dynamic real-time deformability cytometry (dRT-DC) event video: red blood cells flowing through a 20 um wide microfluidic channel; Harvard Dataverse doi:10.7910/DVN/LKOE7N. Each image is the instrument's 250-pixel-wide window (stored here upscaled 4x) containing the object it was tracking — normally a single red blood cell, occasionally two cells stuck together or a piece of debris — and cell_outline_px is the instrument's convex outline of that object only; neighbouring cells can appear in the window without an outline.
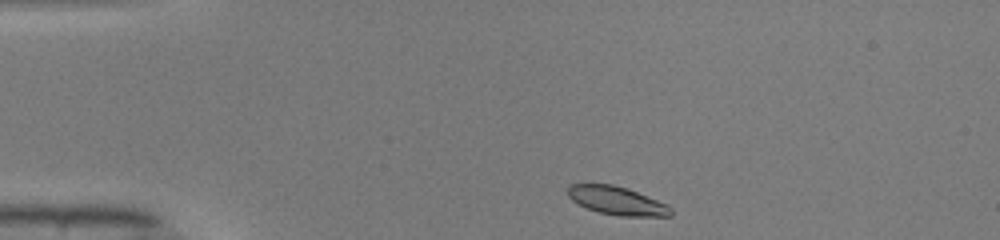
{"species": "common noctule bat (a hibernating species)", "species_latin": "Nyctalus noctula", "temperature_condition": "warm", "stored_images_in_passage": 41, "camera_frame_rate_fps": 3000, "um_per_image_px": 0.085, "animal": {"sex": "male", "body_mass_g": 19.0, "forearm_length_mm": 50.8}, "frame": {"image": 1, "passage_image": 1, "time_ms": 0.0, "image_size_px": [1000, 240], "cell_outline_px": [[672, 216], [620, 216], [600, 212], [588, 208], [572, 200], [568, 196], [568, 184], [612, 184], [628, 188], [668, 204], [672, 208]], "centroid_in_image_um": [52.48, 17.05], "position_along_channel_um": 32.5, "area_um2": 16.99}}
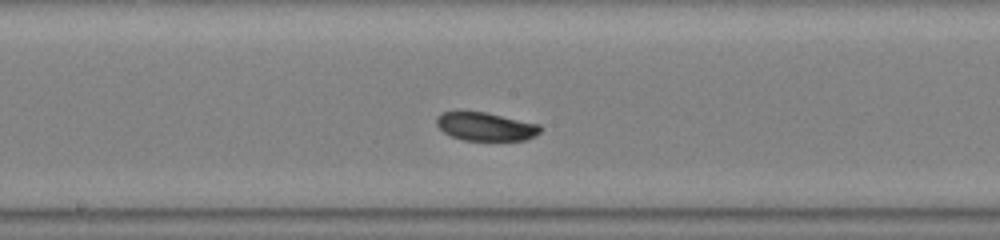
{"frame": {"image": 2, "passage_image": 18, "time_ms": 5.667, "image_size_px": [1000, 240], "cell_outline_px": [[540, 132], [536, 136], [524, 140], [464, 140], [452, 136], [444, 132], [436, 124], [436, 116], [444, 112], [488, 112], [540, 124]], "centroid_in_image_um": [41.3, 10.75], "position_along_channel_um": 206.9, "area_um2": 17.11}}
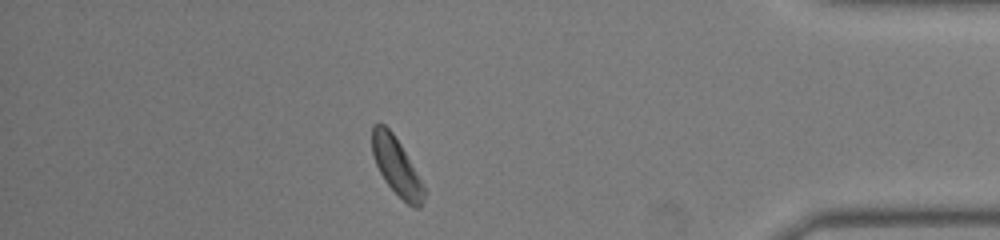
{"frame": {"image": 3, "passage_image": 35, "time_ms": 11.333, "image_size_px": [1000, 240], "cell_outline_px": [[428, 192], [420, 208], [412, 208], [384, 180], [376, 164], [372, 152], [372, 124], [384, 124], [392, 132], [400, 144]], "centroid_in_image_um": [33.73, 14.17], "position_along_channel_um": 401.5, "area_um2": 17.22}}